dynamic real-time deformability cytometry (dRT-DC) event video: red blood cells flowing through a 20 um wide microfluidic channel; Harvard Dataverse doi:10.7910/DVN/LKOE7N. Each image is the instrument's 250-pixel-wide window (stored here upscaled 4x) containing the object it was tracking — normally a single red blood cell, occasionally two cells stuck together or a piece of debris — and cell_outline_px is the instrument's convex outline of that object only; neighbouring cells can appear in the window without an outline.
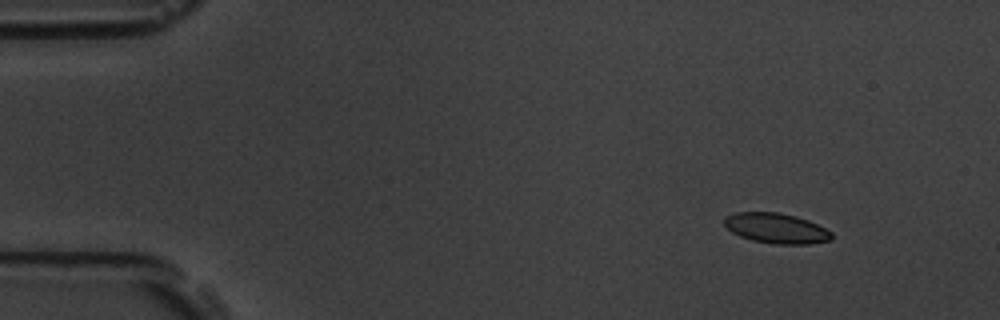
{"species": "common noctule bat (a hibernating species)", "species_latin": "Nyctalus noctula", "temperature_condition": "room temperature", "stored_images_in_passage": 4, "camera_frame_rate_fps": 3000, "um_per_image_px": 0.085, "animal": {"sex": "male", "body_mass_g": 19.5, "forearm_length_mm": 54.6}, "frame": {"image": 1, "passage_image": 1, "time_ms": 0.0, "image_size_px": [1000, 320], "cell_outline_px": [[832, 240], [808, 244], [772, 244], [752, 240], [740, 236], [732, 232], [724, 224], [724, 216], [736, 212], [780, 212], [796, 216], [808, 220], [832, 232]], "centroid_in_image_um": [65.97, 19.4], "position_along_channel_um": 19.0, "area_um2": 18.96}}
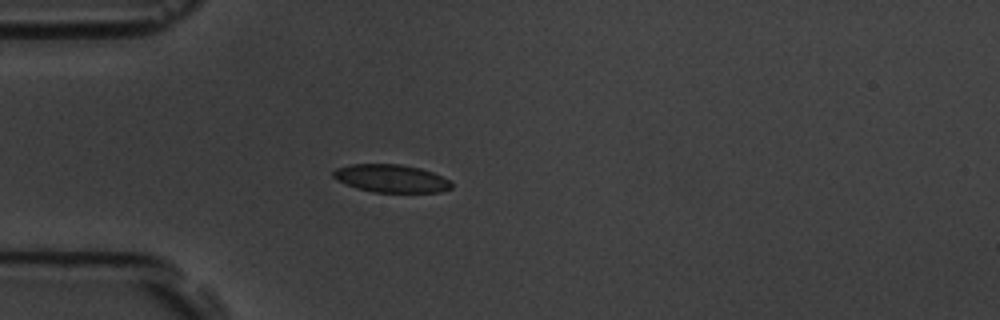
{"frame": {"image": 2, "passage_image": 4, "time_ms": 3.333, "image_size_px": [1000, 320], "cell_outline_px": [[452, 188], [440, 192], [372, 192], [356, 188], [336, 180], [332, 176], [332, 172], [336, 168], [352, 164], [400, 164], [420, 168], [432, 172], [448, 180], [452, 184]], "centroid_in_image_um": [33.21, 15.17], "position_along_channel_um": 51.8, "area_um2": 19.19}}